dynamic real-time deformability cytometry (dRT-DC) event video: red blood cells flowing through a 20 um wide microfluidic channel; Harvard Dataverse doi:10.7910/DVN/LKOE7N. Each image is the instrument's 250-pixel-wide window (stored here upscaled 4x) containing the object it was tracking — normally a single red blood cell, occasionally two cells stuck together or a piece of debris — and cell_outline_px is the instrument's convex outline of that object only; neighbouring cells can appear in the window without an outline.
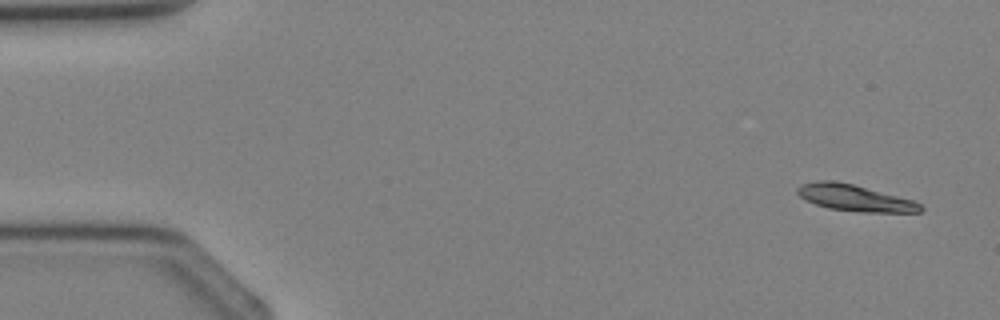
{"species": "Egyptian fruit bat (a non-hibernating species)", "species_latin": "Rousettus aegyptiacus", "temperature_condition": "cold", "stored_images_in_passage": 4, "camera_frame_rate_fps": 3000, "um_per_image_px": 0.085, "animal": {"sex": "female"}, "frame": {"image": 1, "passage_image": 1, "time_ms": 0.0, "image_size_px": [1000, 320], "cell_outline_px": [[924, 208], [920, 212], [860, 212], [828, 208], [816, 204], [800, 196], [796, 192], [796, 188], [800, 184], [816, 180], [832, 180], [852, 184], [912, 200], [920, 204]], "centroid_in_image_um": [72.61, 16.82], "position_along_channel_um": 12.4, "area_um2": 18.73}}
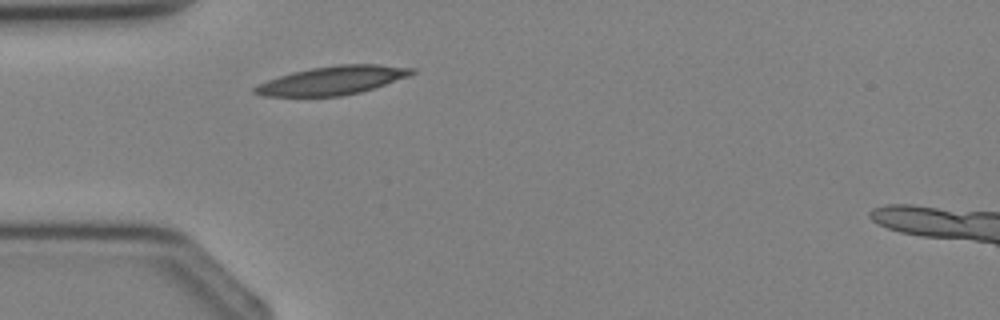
{"frame": {"image": 2, "passage_image": 4, "time_ms": 4.333, "image_size_px": [1000, 320], "cell_outline_px": [[416, 72], [408, 76], [360, 92], [340, 96], [264, 96], [252, 92], [252, 88], [268, 80], [292, 72], [312, 68], [336, 64], [380, 64], [416, 68]], "centroid_in_image_um": [28.27, 6.82], "position_along_channel_um": 56.7, "area_um2": 25.89}}